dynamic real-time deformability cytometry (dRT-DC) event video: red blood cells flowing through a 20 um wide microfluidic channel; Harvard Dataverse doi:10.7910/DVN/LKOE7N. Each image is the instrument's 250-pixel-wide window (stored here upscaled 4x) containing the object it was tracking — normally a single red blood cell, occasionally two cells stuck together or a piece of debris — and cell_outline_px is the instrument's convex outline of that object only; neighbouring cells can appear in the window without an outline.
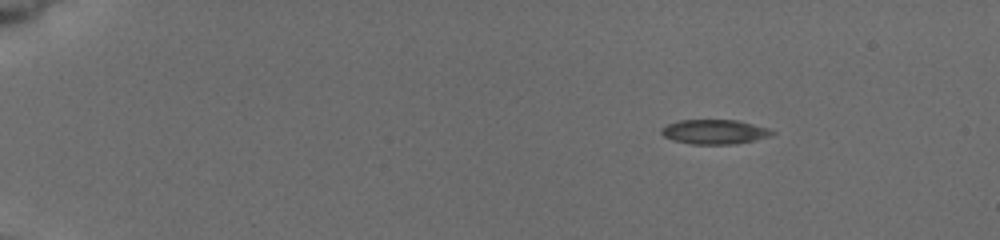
{"species": "common noctule bat (a hibernating species)", "species_latin": "Nyctalus noctula", "temperature_condition": "cold", "stored_images_in_passage": 28, "camera_frame_rate_fps": 3000, "um_per_image_px": 0.085, "animal": {"sex": "female", "body_mass_g": 19.5, "forearm_length_mm": 54.1}, "frame": {"image": 1, "passage_image": 1, "time_ms": 0.0, "image_size_px": [1000, 240], "cell_outline_px": [[776, 132], [768, 136], [756, 140], [736, 144], [692, 144], [672, 140], [664, 136], [660, 132], [660, 128], [668, 124], [680, 120], [736, 120], [768, 128]], "centroid_in_image_um": [60.71, 11.21], "position_along_channel_um": 24.3, "area_um2": 15.78}}
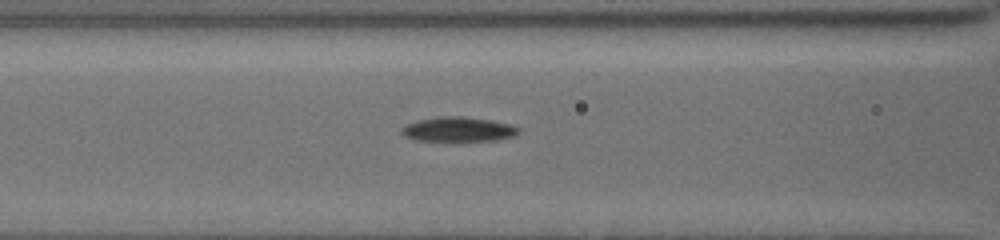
{"frame": {"image": 2, "passage_image": 20, "time_ms": 5.667, "image_size_px": [1000, 240], "cell_outline_px": [[520, 132], [516, 136], [496, 140], [460, 144], [416, 140], [404, 136], [400, 132], [400, 128], [416, 120], [440, 116], [464, 116], [492, 120], [512, 124], [520, 128]], "centroid_in_image_um": [38.98, 11.04], "position_along_channel_um": 127.6, "area_um2": 18.03}}
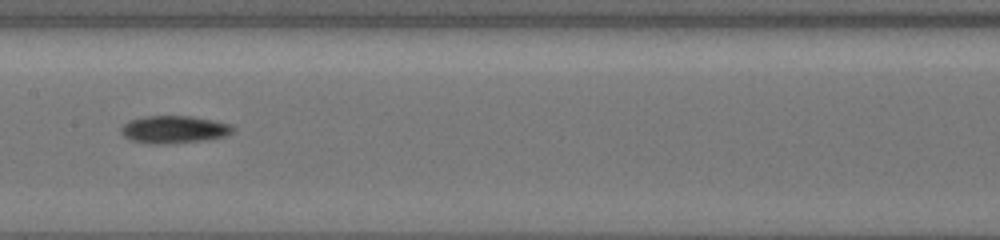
{"frame": {"image": 3, "passage_image": 27, "time_ms": 7.333, "image_size_px": [1000, 240], "cell_outline_px": [[236, 128], [228, 136], [204, 140], [168, 144], [148, 144], [132, 140], [124, 136], [120, 132], [120, 128], [128, 120], [148, 116], [188, 116], [212, 120], [232, 124]], "centroid_in_image_um": [14.8, 11.01], "position_along_channel_um": 192.6, "area_um2": 18.09}}